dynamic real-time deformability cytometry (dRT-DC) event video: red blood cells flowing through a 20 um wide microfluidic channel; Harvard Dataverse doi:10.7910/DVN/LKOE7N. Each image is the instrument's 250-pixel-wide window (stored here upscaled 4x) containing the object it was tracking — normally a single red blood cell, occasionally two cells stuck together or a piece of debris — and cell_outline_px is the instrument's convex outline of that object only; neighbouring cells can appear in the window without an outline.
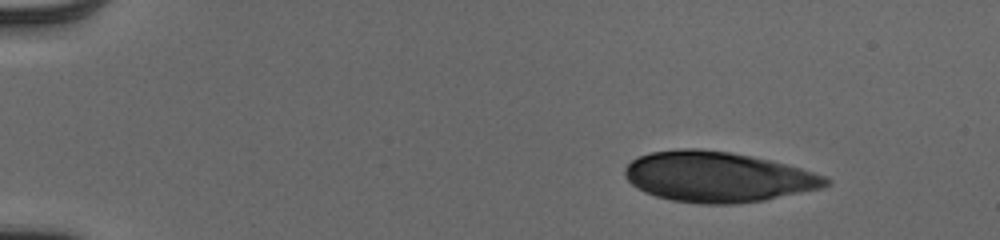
{"species": "human", "species_latin": "Homo sapiens", "temperature_condition": "cold", "stored_images_in_passage": 21, "camera_frame_rate_fps": 3000, "um_per_image_px": 0.085, "donor": {"sex": "male"}, "frame": {"image": 1, "passage_image": 1, "time_ms": 0.0, "image_size_px": [1000, 240], "cell_outline_px": [[832, 180], [828, 184], [820, 188], [764, 200], [736, 204], [700, 204], [672, 200], [656, 196], [644, 192], [636, 188], [624, 176], [624, 168], [632, 160], [640, 156], [652, 152], [680, 148], [700, 148], [728, 152], [772, 160], [800, 168], [824, 176]], "centroid_in_image_um": [60.97, 15.03], "position_along_channel_um": 24.0, "area_um2": 58.84}}
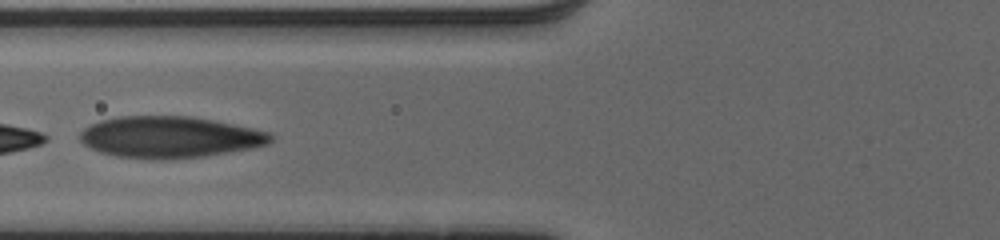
{"frame": {"image": 2, "passage_image": 17, "time_ms": 5.333, "image_size_px": [1000, 240], "cell_outline_px": [[272, 140], [268, 144], [248, 148], [204, 156], [172, 160], [152, 160], [116, 156], [100, 152], [84, 144], [80, 140], [80, 132], [88, 124], [100, 120], [120, 116], [192, 116], [216, 120], [252, 128], [268, 132], [272, 136]], "centroid_in_image_um": [14.38, 11.65], "position_along_channel_um": 111.4, "area_um2": 46.3}}